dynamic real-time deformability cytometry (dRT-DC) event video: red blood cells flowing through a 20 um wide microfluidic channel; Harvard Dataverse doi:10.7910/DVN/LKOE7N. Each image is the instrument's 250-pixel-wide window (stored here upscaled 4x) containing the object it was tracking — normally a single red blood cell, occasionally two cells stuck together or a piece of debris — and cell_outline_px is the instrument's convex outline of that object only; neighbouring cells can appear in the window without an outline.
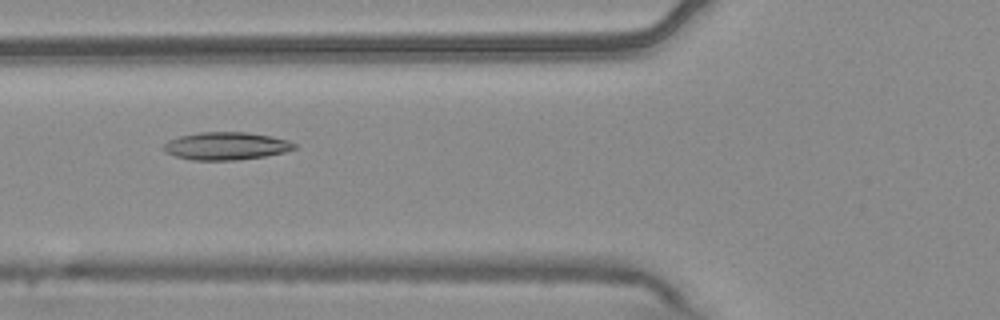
{"species": "common noctule bat (a hibernating species)", "species_latin": "Nyctalus noctula", "temperature_condition": "warm", "stored_images_in_passage": 7, "camera_frame_rate_fps": 3000, "um_per_image_px": 0.085, "animal": {"sex": "male", "body_mass_g": 20.4}, "frame": {"image": 1, "passage_image": 6, "time_ms": 1.667, "image_size_px": [1000, 320], "cell_outline_px": [[296, 148], [284, 152], [264, 156], [236, 160], [192, 160], [176, 156], [164, 152], [164, 144], [168, 140], [180, 136], [200, 132], [244, 132], [272, 136], [288, 140], [296, 144]], "centroid_in_image_um": [19.22, 12.41], "position_along_channel_um": 106.6, "area_um2": 21.04}}
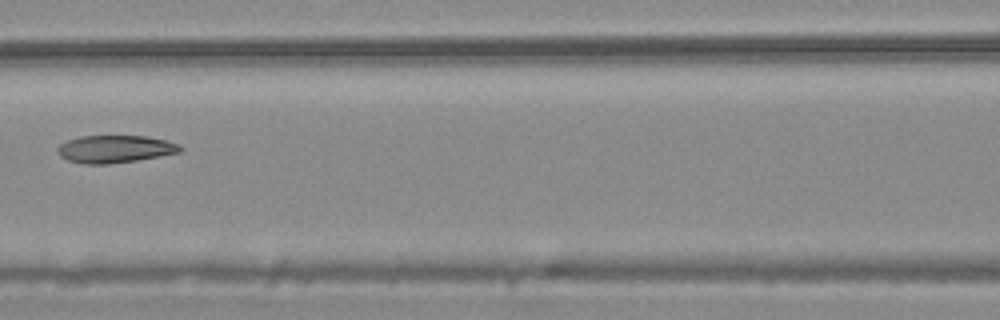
{"frame": {"image": 2, "passage_image": 7, "time_ms": 2.0, "image_size_px": [1000, 320], "cell_outline_px": [[184, 148], [180, 152], [160, 156], [136, 160], [108, 164], [84, 164], [68, 160], [60, 156], [56, 152], [56, 148], [60, 144], [68, 140], [80, 136], [148, 136], [180, 144]], "centroid_in_image_um": [9.76, 12.66], "position_along_channel_um": 156.8, "area_um2": 19.71}}